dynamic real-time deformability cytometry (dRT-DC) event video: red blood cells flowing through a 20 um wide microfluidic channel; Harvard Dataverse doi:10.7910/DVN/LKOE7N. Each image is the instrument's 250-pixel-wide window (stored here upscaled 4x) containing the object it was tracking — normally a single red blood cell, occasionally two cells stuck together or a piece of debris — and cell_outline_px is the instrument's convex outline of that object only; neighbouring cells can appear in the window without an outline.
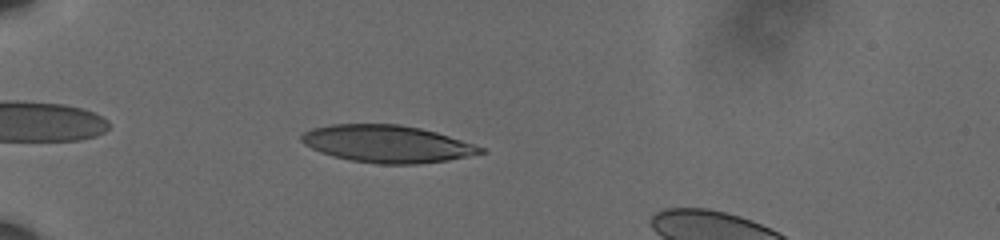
{"species": "human", "species_latin": "Homo sapiens", "temperature_condition": "cold", "stored_images_in_passage": 39, "camera_frame_rate_fps": 3000, "um_per_image_px": 0.085, "donor": {"sex": "male"}, "frame": {"image": 1, "passage_image": 4, "time_ms": 1.0, "image_size_px": [1000, 240], "cell_outline_px": [[488, 152], [448, 160], [416, 164], [376, 164], [352, 160], [332, 156], [320, 152], [304, 144], [300, 140], [300, 136], [304, 132], [312, 128], [332, 124], [400, 124], [420, 128], [436, 132], [484, 148]], "centroid_in_image_um": [32.88, 12.23], "position_along_channel_um": 52.1, "area_um2": 38.78}}
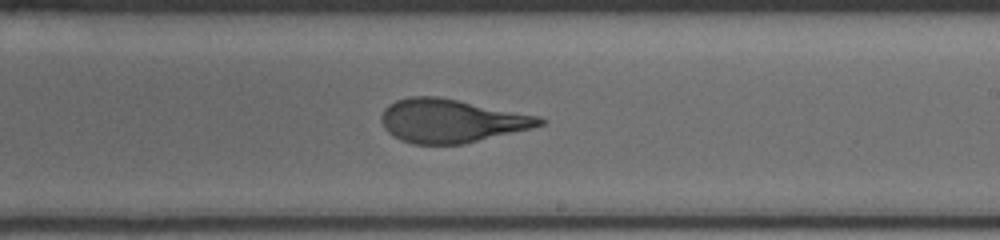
{"frame": {"image": 2, "passage_image": 19, "time_ms": 6.0, "image_size_px": [1000, 240], "cell_outline_px": [[548, 120], [544, 124], [532, 128], [464, 144], [412, 144], [400, 140], [388, 132], [384, 128], [380, 120], [380, 116], [384, 108], [388, 104], [396, 100], [412, 96], [440, 96], [540, 116]], "centroid_in_image_um": [38.35, 10.26], "position_along_channel_um": 250.6, "area_um2": 40.46}}
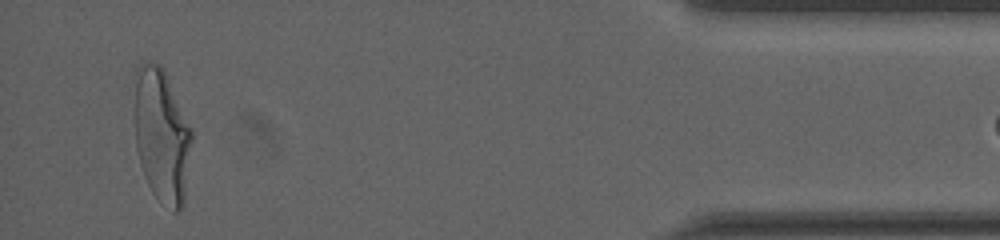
{"frame": {"image": 3, "passage_image": 38, "time_ms": 12.333, "image_size_px": [1000, 240], "cell_outline_px": [[192, 140], [184, 204], [176, 212], [172, 212], [152, 192], [144, 176], [140, 164], [136, 148], [136, 68], [140, 60], [148, 60], [160, 64], [164, 68], [192, 128]], "centroid_in_image_um": [13.77, 11.49], "position_along_channel_um": 421.4, "area_um2": 44.91}}